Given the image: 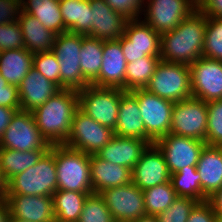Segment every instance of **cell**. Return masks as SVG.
<instances>
[{
	"label": "cell",
	"mask_w": 222,
	"mask_h": 222,
	"mask_svg": "<svg viewBox=\"0 0 222 222\" xmlns=\"http://www.w3.org/2000/svg\"><path fill=\"white\" fill-rule=\"evenodd\" d=\"M140 19L127 20L124 35L118 39L126 63L146 56H160L161 35Z\"/></svg>",
	"instance_id": "obj_12"
},
{
	"label": "cell",
	"mask_w": 222,
	"mask_h": 222,
	"mask_svg": "<svg viewBox=\"0 0 222 222\" xmlns=\"http://www.w3.org/2000/svg\"><path fill=\"white\" fill-rule=\"evenodd\" d=\"M59 90L55 83L32 67L18 86L20 108L33 112Z\"/></svg>",
	"instance_id": "obj_22"
},
{
	"label": "cell",
	"mask_w": 222,
	"mask_h": 222,
	"mask_svg": "<svg viewBox=\"0 0 222 222\" xmlns=\"http://www.w3.org/2000/svg\"><path fill=\"white\" fill-rule=\"evenodd\" d=\"M131 172V182L141 190L169 182L171 177L163 153L155 144L146 148Z\"/></svg>",
	"instance_id": "obj_17"
},
{
	"label": "cell",
	"mask_w": 222,
	"mask_h": 222,
	"mask_svg": "<svg viewBox=\"0 0 222 222\" xmlns=\"http://www.w3.org/2000/svg\"><path fill=\"white\" fill-rule=\"evenodd\" d=\"M197 200L187 197H177L162 213L156 216L158 222H187Z\"/></svg>",
	"instance_id": "obj_39"
},
{
	"label": "cell",
	"mask_w": 222,
	"mask_h": 222,
	"mask_svg": "<svg viewBox=\"0 0 222 222\" xmlns=\"http://www.w3.org/2000/svg\"><path fill=\"white\" fill-rule=\"evenodd\" d=\"M114 219L100 193H90L85 199L77 222H113Z\"/></svg>",
	"instance_id": "obj_36"
},
{
	"label": "cell",
	"mask_w": 222,
	"mask_h": 222,
	"mask_svg": "<svg viewBox=\"0 0 222 222\" xmlns=\"http://www.w3.org/2000/svg\"><path fill=\"white\" fill-rule=\"evenodd\" d=\"M126 91L88 85L78 91L79 109L99 124L112 130L117 125L119 103Z\"/></svg>",
	"instance_id": "obj_7"
},
{
	"label": "cell",
	"mask_w": 222,
	"mask_h": 222,
	"mask_svg": "<svg viewBox=\"0 0 222 222\" xmlns=\"http://www.w3.org/2000/svg\"><path fill=\"white\" fill-rule=\"evenodd\" d=\"M90 156L64 144L55 145L57 190L93 193Z\"/></svg>",
	"instance_id": "obj_4"
},
{
	"label": "cell",
	"mask_w": 222,
	"mask_h": 222,
	"mask_svg": "<svg viewBox=\"0 0 222 222\" xmlns=\"http://www.w3.org/2000/svg\"><path fill=\"white\" fill-rule=\"evenodd\" d=\"M32 52L26 48L0 52V74L8 84L19 86L33 67Z\"/></svg>",
	"instance_id": "obj_27"
},
{
	"label": "cell",
	"mask_w": 222,
	"mask_h": 222,
	"mask_svg": "<svg viewBox=\"0 0 222 222\" xmlns=\"http://www.w3.org/2000/svg\"><path fill=\"white\" fill-rule=\"evenodd\" d=\"M83 34L69 31L56 35L52 51L60 65V89L80 91L90 85L80 67Z\"/></svg>",
	"instance_id": "obj_5"
},
{
	"label": "cell",
	"mask_w": 222,
	"mask_h": 222,
	"mask_svg": "<svg viewBox=\"0 0 222 222\" xmlns=\"http://www.w3.org/2000/svg\"><path fill=\"white\" fill-rule=\"evenodd\" d=\"M18 24L24 37L25 48L34 53L52 51L56 34L46 29L32 15L21 10Z\"/></svg>",
	"instance_id": "obj_26"
},
{
	"label": "cell",
	"mask_w": 222,
	"mask_h": 222,
	"mask_svg": "<svg viewBox=\"0 0 222 222\" xmlns=\"http://www.w3.org/2000/svg\"><path fill=\"white\" fill-rule=\"evenodd\" d=\"M100 195L114 220L133 222L147 215L143 190L132 182L108 188Z\"/></svg>",
	"instance_id": "obj_13"
},
{
	"label": "cell",
	"mask_w": 222,
	"mask_h": 222,
	"mask_svg": "<svg viewBox=\"0 0 222 222\" xmlns=\"http://www.w3.org/2000/svg\"><path fill=\"white\" fill-rule=\"evenodd\" d=\"M202 192L210 197L222 187V147L206 145L197 162Z\"/></svg>",
	"instance_id": "obj_25"
},
{
	"label": "cell",
	"mask_w": 222,
	"mask_h": 222,
	"mask_svg": "<svg viewBox=\"0 0 222 222\" xmlns=\"http://www.w3.org/2000/svg\"><path fill=\"white\" fill-rule=\"evenodd\" d=\"M113 222H131V221H118V220H114Z\"/></svg>",
	"instance_id": "obj_56"
},
{
	"label": "cell",
	"mask_w": 222,
	"mask_h": 222,
	"mask_svg": "<svg viewBox=\"0 0 222 222\" xmlns=\"http://www.w3.org/2000/svg\"><path fill=\"white\" fill-rule=\"evenodd\" d=\"M133 222H158V220L154 216L146 215V216L141 217L140 219L133 221Z\"/></svg>",
	"instance_id": "obj_51"
},
{
	"label": "cell",
	"mask_w": 222,
	"mask_h": 222,
	"mask_svg": "<svg viewBox=\"0 0 222 222\" xmlns=\"http://www.w3.org/2000/svg\"><path fill=\"white\" fill-rule=\"evenodd\" d=\"M114 135L120 137L137 138L154 144V140L146 133L137 99L126 91L119 103L117 125Z\"/></svg>",
	"instance_id": "obj_23"
},
{
	"label": "cell",
	"mask_w": 222,
	"mask_h": 222,
	"mask_svg": "<svg viewBox=\"0 0 222 222\" xmlns=\"http://www.w3.org/2000/svg\"><path fill=\"white\" fill-rule=\"evenodd\" d=\"M64 32L87 35L91 31L90 0H59Z\"/></svg>",
	"instance_id": "obj_28"
},
{
	"label": "cell",
	"mask_w": 222,
	"mask_h": 222,
	"mask_svg": "<svg viewBox=\"0 0 222 222\" xmlns=\"http://www.w3.org/2000/svg\"><path fill=\"white\" fill-rule=\"evenodd\" d=\"M103 61L98 77L90 84L125 91L126 60L118 40L103 42Z\"/></svg>",
	"instance_id": "obj_19"
},
{
	"label": "cell",
	"mask_w": 222,
	"mask_h": 222,
	"mask_svg": "<svg viewBox=\"0 0 222 222\" xmlns=\"http://www.w3.org/2000/svg\"><path fill=\"white\" fill-rule=\"evenodd\" d=\"M51 145L42 136L32 112L18 110L12 116L0 141V148L19 151L50 149Z\"/></svg>",
	"instance_id": "obj_10"
},
{
	"label": "cell",
	"mask_w": 222,
	"mask_h": 222,
	"mask_svg": "<svg viewBox=\"0 0 222 222\" xmlns=\"http://www.w3.org/2000/svg\"><path fill=\"white\" fill-rule=\"evenodd\" d=\"M88 194L90 193L57 190L53 194L55 218L63 221L77 222Z\"/></svg>",
	"instance_id": "obj_32"
},
{
	"label": "cell",
	"mask_w": 222,
	"mask_h": 222,
	"mask_svg": "<svg viewBox=\"0 0 222 222\" xmlns=\"http://www.w3.org/2000/svg\"><path fill=\"white\" fill-rule=\"evenodd\" d=\"M55 145L35 165L7 181V194L53 196L57 191Z\"/></svg>",
	"instance_id": "obj_3"
},
{
	"label": "cell",
	"mask_w": 222,
	"mask_h": 222,
	"mask_svg": "<svg viewBox=\"0 0 222 222\" xmlns=\"http://www.w3.org/2000/svg\"><path fill=\"white\" fill-rule=\"evenodd\" d=\"M79 109L78 91L60 89L32 114L42 136L50 145L65 144Z\"/></svg>",
	"instance_id": "obj_2"
},
{
	"label": "cell",
	"mask_w": 222,
	"mask_h": 222,
	"mask_svg": "<svg viewBox=\"0 0 222 222\" xmlns=\"http://www.w3.org/2000/svg\"><path fill=\"white\" fill-rule=\"evenodd\" d=\"M170 182L179 197L192 198L198 202L208 200V197L202 192L201 178L196 167L186 166L171 174Z\"/></svg>",
	"instance_id": "obj_34"
},
{
	"label": "cell",
	"mask_w": 222,
	"mask_h": 222,
	"mask_svg": "<svg viewBox=\"0 0 222 222\" xmlns=\"http://www.w3.org/2000/svg\"><path fill=\"white\" fill-rule=\"evenodd\" d=\"M22 11L38 19L56 35L64 33V22L59 0H21Z\"/></svg>",
	"instance_id": "obj_29"
},
{
	"label": "cell",
	"mask_w": 222,
	"mask_h": 222,
	"mask_svg": "<svg viewBox=\"0 0 222 222\" xmlns=\"http://www.w3.org/2000/svg\"><path fill=\"white\" fill-rule=\"evenodd\" d=\"M207 122L206 102L190 97L174 103L169 133L205 142Z\"/></svg>",
	"instance_id": "obj_9"
},
{
	"label": "cell",
	"mask_w": 222,
	"mask_h": 222,
	"mask_svg": "<svg viewBox=\"0 0 222 222\" xmlns=\"http://www.w3.org/2000/svg\"><path fill=\"white\" fill-rule=\"evenodd\" d=\"M149 145L150 143L145 140L114 135L96 155L112 164L124 166L132 171Z\"/></svg>",
	"instance_id": "obj_21"
},
{
	"label": "cell",
	"mask_w": 222,
	"mask_h": 222,
	"mask_svg": "<svg viewBox=\"0 0 222 222\" xmlns=\"http://www.w3.org/2000/svg\"><path fill=\"white\" fill-rule=\"evenodd\" d=\"M206 105L208 122L205 143L222 147V100L210 101Z\"/></svg>",
	"instance_id": "obj_38"
},
{
	"label": "cell",
	"mask_w": 222,
	"mask_h": 222,
	"mask_svg": "<svg viewBox=\"0 0 222 222\" xmlns=\"http://www.w3.org/2000/svg\"><path fill=\"white\" fill-rule=\"evenodd\" d=\"M0 106L20 108L18 87L8 84L0 74Z\"/></svg>",
	"instance_id": "obj_43"
},
{
	"label": "cell",
	"mask_w": 222,
	"mask_h": 222,
	"mask_svg": "<svg viewBox=\"0 0 222 222\" xmlns=\"http://www.w3.org/2000/svg\"><path fill=\"white\" fill-rule=\"evenodd\" d=\"M21 10V0H0V24L18 21Z\"/></svg>",
	"instance_id": "obj_44"
},
{
	"label": "cell",
	"mask_w": 222,
	"mask_h": 222,
	"mask_svg": "<svg viewBox=\"0 0 222 222\" xmlns=\"http://www.w3.org/2000/svg\"><path fill=\"white\" fill-rule=\"evenodd\" d=\"M52 222H73V221H63V220L55 218Z\"/></svg>",
	"instance_id": "obj_55"
},
{
	"label": "cell",
	"mask_w": 222,
	"mask_h": 222,
	"mask_svg": "<svg viewBox=\"0 0 222 222\" xmlns=\"http://www.w3.org/2000/svg\"><path fill=\"white\" fill-rule=\"evenodd\" d=\"M21 110V108H8L5 106H0V141L7 127L10 124L12 116L16 111Z\"/></svg>",
	"instance_id": "obj_47"
},
{
	"label": "cell",
	"mask_w": 222,
	"mask_h": 222,
	"mask_svg": "<svg viewBox=\"0 0 222 222\" xmlns=\"http://www.w3.org/2000/svg\"><path fill=\"white\" fill-rule=\"evenodd\" d=\"M144 7L142 20L160 35L174 30L197 9L190 0H145Z\"/></svg>",
	"instance_id": "obj_14"
},
{
	"label": "cell",
	"mask_w": 222,
	"mask_h": 222,
	"mask_svg": "<svg viewBox=\"0 0 222 222\" xmlns=\"http://www.w3.org/2000/svg\"><path fill=\"white\" fill-rule=\"evenodd\" d=\"M190 1L197 9H199L206 0H190Z\"/></svg>",
	"instance_id": "obj_52"
},
{
	"label": "cell",
	"mask_w": 222,
	"mask_h": 222,
	"mask_svg": "<svg viewBox=\"0 0 222 222\" xmlns=\"http://www.w3.org/2000/svg\"><path fill=\"white\" fill-rule=\"evenodd\" d=\"M203 56L222 61V19L207 17Z\"/></svg>",
	"instance_id": "obj_37"
},
{
	"label": "cell",
	"mask_w": 222,
	"mask_h": 222,
	"mask_svg": "<svg viewBox=\"0 0 222 222\" xmlns=\"http://www.w3.org/2000/svg\"><path fill=\"white\" fill-rule=\"evenodd\" d=\"M33 68L60 88V65L53 51L34 53Z\"/></svg>",
	"instance_id": "obj_40"
},
{
	"label": "cell",
	"mask_w": 222,
	"mask_h": 222,
	"mask_svg": "<svg viewBox=\"0 0 222 222\" xmlns=\"http://www.w3.org/2000/svg\"><path fill=\"white\" fill-rule=\"evenodd\" d=\"M49 149L19 151L0 148V171L6 181L38 163Z\"/></svg>",
	"instance_id": "obj_30"
},
{
	"label": "cell",
	"mask_w": 222,
	"mask_h": 222,
	"mask_svg": "<svg viewBox=\"0 0 222 222\" xmlns=\"http://www.w3.org/2000/svg\"><path fill=\"white\" fill-rule=\"evenodd\" d=\"M90 169L94 193L131 183L132 172L129 168L112 164L96 154L90 156Z\"/></svg>",
	"instance_id": "obj_24"
},
{
	"label": "cell",
	"mask_w": 222,
	"mask_h": 222,
	"mask_svg": "<svg viewBox=\"0 0 222 222\" xmlns=\"http://www.w3.org/2000/svg\"><path fill=\"white\" fill-rule=\"evenodd\" d=\"M160 56H146L126 64L125 91L144 89L160 62Z\"/></svg>",
	"instance_id": "obj_33"
},
{
	"label": "cell",
	"mask_w": 222,
	"mask_h": 222,
	"mask_svg": "<svg viewBox=\"0 0 222 222\" xmlns=\"http://www.w3.org/2000/svg\"><path fill=\"white\" fill-rule=\"evenodd\" d=\"M12 217L29 222H52L55 219L53 196L7 194Z\"/></svg>",
	"instance_id": "obj_18"
},
{
	"label": "cell",
	"mask_w": 222,
	"mask_h": 222,
	"mask_svg": "<svg viewBox=\"0 0 222 222\" xmlns=\"http://www.w3.org/2000/svg\"><path fill=\"white\" fill-rule=\"evenodd\" d=\"M116 13L127 20L140 18L143 13L145 0H104ZM143 8V9H142Z\"/></svg>",
	"instance_id": "obj_42"
},
{
	"label": "cell",
	"mask_w": 222,
	"mask_h": 222,
	"mask_svg": "<svg viewBox=\"0 0 222 222\" xmlns=\"http://www.w3.org/2000/svg\"><path fill=\"white\" fill-rule=\"evenodd\" d=\"M215 222H222V214H216Z\"/></svg>",
	"instance_id": "obj_54"
},
{
	"label": "cell",
	"mask_w": 222,
	"mask_h": 222,
	"mask_svg": "<svg viewBox=\"0 0 222 222\" xmlns=\"http://www.w3.org/2000/svg\"><path fill=\"white\" fill-rule=\"evenodd\" d=\"M91 36L103 41L118 40L124 35L127 19L116 13L104 0H90Z\"/></svg>",
	"instance_id": "obj_20"
},
{
	"label": "cell",
	"mask_w": 222,
	"mask_h": 222,
	"mask_svg": "<svg viewBox=\"0 0 222 222\" xmlns=\"http://www.w3.org/2000/svg\"><path fill=\"white\" fill-rule=\"evenodd\" d=\"M199 10L207 17L222 19V0H206Z\"/></svg>",
	"instance_id": "obj_46"
},
{
	"label": "cell",
	"mask_w": 222,
	"mask_h": 222,
	"mask_svg": "<svg viewBox=\"0 0 222 222\" xmlns=\"http://www.w3.org/2000/svg\"><path fill=\"white\" fill-rule=\"evenodd\" d=\"M144 89L174 103L188 99L192 97L190 68L160 60Z\"/></svg>",
	"instance_id": "obj_6"
},
{
	"label": "cell",
	"mask_w": 222,
	"mask_h": 222,
	"mask_svg": "<svg viewBox=\"0 0 222 222\" xmlns=\"http://www.w3.org/2000/svg\"><path fill=\"white\" fill-rule=\"evenodd\" d=\"M216 213L208 201L198 202L192 209L187 222H215Z\"/></svg>",
	"instance_id": "obj_45"
},
{
	"label": "cell",
	"mask_w": 222,
	"mask_h": 222,
	"mask_svg": "<svg viewBox=\"0 0 222 222\" xmlns=\"http://www.w3.org/2000/svg\"><path fill=\"white\" fill-rule=\"evenodd\" d=\"M10 216L8 204L6 200L0 201V222H8Z\"/></svg>",
	"instance_id": "obj_49"
},
{
	"label": "cell",
	"mask_w": 222,
	"mask_h": 222,
	"mask_svg": "<svg viewBox=\"0 0 222 222\" xmlns=\"http://www.w3.org/2000/svg\"><path fill=\"white\" fill-rule=\"evenodd\" d=\"M7 196V181L0 171V201L6 199Z\"/></svg>",
	"instance_id": "obj_50"
},
{
	"label": "cell",
	"mask_w": 222,
	"mask_h": 222,
	"mask_svg": "<svg viewBox=\"0 0 222 222\" xmlns=\"http://www.w3.org/2000/svg\"><path fill=\"white\" fill-rule=\"evenodd\" d=\"M8 222H29V221L22 220V219H19V218H15V217H12V216L10 215V216H9V219H8Z\"/></svg>",
	"instance_id": "obj_53"
},
{
	"label": "cell",
	"mask_w": 222,
	"mask_h": 222,
	"mask_svg": "<svg viewBox=\"0 0 222 222\" xmlns=\"http://www.w3.org/2000/svg\"><path fill=\"white\" fill-rule=\"evenodd\" d=\"M189 68L192 97L206 103L222 100V61L202 56Z\"/></svg>",
	"instance_id": "obj_16"
},
{
	"label": "cell",
	"mask_w": 222,
	"mask_h": 222,
	"mask_svg": "<svg viewBox=\"0 0 222 222\" xmlns=\"http://www.w3.org/2000/svg\"><path fill=\"white\" fill-rule=\"evenodd\" d=\"M129 92L137 99L146 133L154 141L169 134L174 102L160 98L146 89Z\"/></svg>",
	"instance_id": "obj_8"
},
{
	"label": "cell",
	"mask_w": 222,
	"mask_h": 222,
	"mask_svg": "<svg viewBox=\"0 0 222 222\" xmlns=\"http://www.w3.org/2000/svg\"><path fill=\"white\" fill-rule=\"evenodd\" d=\"M207 201L216 214H222V187L208 197Z\"/></svg>",
	"instance_id": "obj_48"
},
{
	"label": "cell",
	"mask_w": 222,
	"mask_h": 222,
	"mask_svg": "<svg viewBox=\"0 0 222 222\" xmlns=\"http://www.w3.org/2000/svg\"><path fill=\"white\" fill-rule=\"evenodd\" d=\"M154 144L163 153L170 174L184 167H196L200 154L206 143L194 138L169 133L162 136Z\"/></svg>",
	"instance_id": "obj_15"
},
{
	"label": "cell",
	"mask_w": 222,
	"mask_h": 222,
	"mask_svg": "<svg viewBox=\"0 0 222 222\" xmlns=\"http://www.w3.org/2000/svg\"><path fill=\"white\" fill-rule=\"evenodd\" d=\"M146 214L156 217L164 212L178 197L171 182L143 190Z\"/></svg>",
	"instance_id": "obj_35"
},
{
	"label": "cell",
	"mask_w": 222,
	"mask_h": 222,
	"mask_svg": "<svg viewBox=\"0 0 222 222\" xmlns=\"http://www.w3.org/2000/svg\"><path fill=\"white\" fill-rule=\"evenodd\" d=\"M206 23L207 16L196 9L174 30L161 34V61L190 66L202 57Z\"/></svg>",
	"instance_id": "obj_1"
},
{
	"label": "cell",
	"mask_w": 222,
	"mask_h": 222,
	"mask_svg": "<svg viewBox=\"0 0 222 222\" xmlns=\"http://www.w3.org/2000/svg\"><path fill=\"white\" fill-rule=\"evenodd\" d=\"M114 136V130L78 109L73 117L69 136L64 145L87 154H96Z\"/></svg>",
	"instance_id": "obj_11"
},
{
	"label": "cell",
	"mask_w": 222,
	"mask_h": 222,
	"mask_svg": "<svg viewBox=\"0 0 222 222\" xmlns=\"http://www.w3.org/2000/svg\"><path fill=\"white\" fill-rule=\"evenodd\" d=\"M103 40L83 35L80 67L84 79L91 84L99 75L103 61Z\"/></svg>",
	"instance_id": "obj_31"
},
{
	"label": "cell",
	"mask_w": 222,
	"mask_h": 222,
	"mask_svg": "<svg viewBox=\"0 0 222 222\" xmlns=\"http://www.w3.org/2000/svg\"><path fill=\"white\" fill-rule=\"evenodd\" d=\"M21 48L25 42L18 22L0 24V52Z\"/></svg>",
	"instance_id": "obj_41"
}]
</instances>
